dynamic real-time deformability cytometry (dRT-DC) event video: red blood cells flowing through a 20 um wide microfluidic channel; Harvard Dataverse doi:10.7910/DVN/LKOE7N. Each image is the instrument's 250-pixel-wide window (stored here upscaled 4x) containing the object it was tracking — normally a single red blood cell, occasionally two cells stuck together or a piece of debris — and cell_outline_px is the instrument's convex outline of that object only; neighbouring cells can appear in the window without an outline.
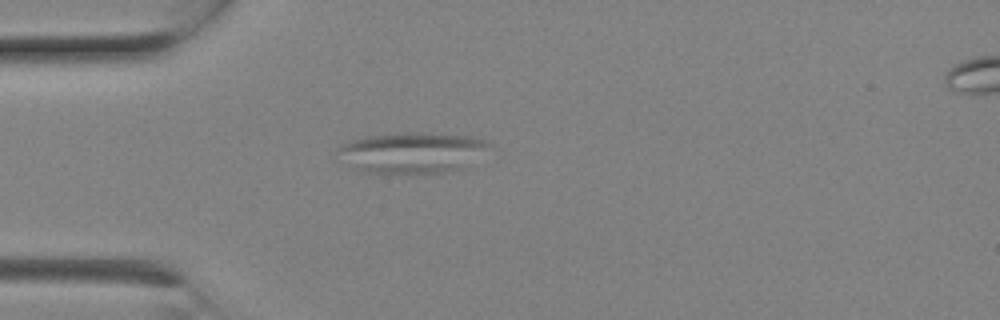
{"species": "Egyptian fruit bat (a non-hibernating species)", "species_latin": "Rousettus aegyptiacus", "temperature_condition": "room temperature", "stored_images_in_passage": 9, "camera_frame_rate_fps": 3000, "um_per_image_px": 0.085, "animal": {"sex": "female"}, "frame": {"image": 1, "passage_image": 7, "time_ms": 2.0, "image_size_px": [1000, 320], "cell_outline_px": [[492, 144], [464, 168], [440, 172], [364, 172], [352, 168], [336, 148], [340, 144], [348, 140], [368, 136], [408, 132], [416, 132], [468, 136], [488, 140]], "centroid_in_image_um": [35.01, 12.94], "position_along_channel_um": 50.0, "area_um2": 35.37}}